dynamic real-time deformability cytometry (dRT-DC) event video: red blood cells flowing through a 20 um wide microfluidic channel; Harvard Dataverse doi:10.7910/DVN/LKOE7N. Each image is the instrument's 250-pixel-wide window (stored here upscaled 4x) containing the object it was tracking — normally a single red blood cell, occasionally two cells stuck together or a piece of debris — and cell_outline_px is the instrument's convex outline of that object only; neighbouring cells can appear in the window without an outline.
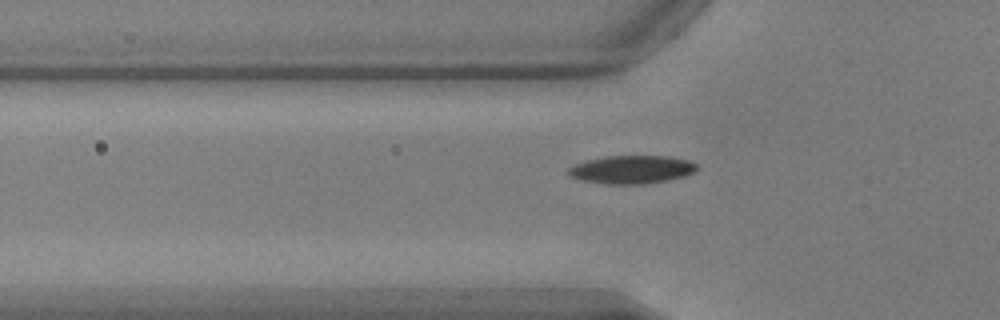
{"species": "common noctule bat (a hibernating species)", "species_latin": "Nyctalus noctula", "temperature_condition": "warm", "stored_images_in_passage": 36, "camera_frame_rate_fps": 3000, "um_per_image_px": 0.085, "animal": {"sex": "male", "body_mass_g": 17.9, "forearm_length_mm": 54.2}, "frame": {"image": 1, "passage_image": 2, "time_ms": 0.333, "image_size_px": [1000, 320], "cell_outline_px": [[700, 168], [696, 172], [684, 176], [664, 180], [640, 184], [604, 184], [580, 180], [568, 176], [564, 172], [572, 164], [584, 160], [604, 156], [672, 156], [688, 160], [696, 164]], "centroid_in_image_um": [53.62, 14.4], "position_along_channel_um": 72.2, "area_um2": 21.5}}
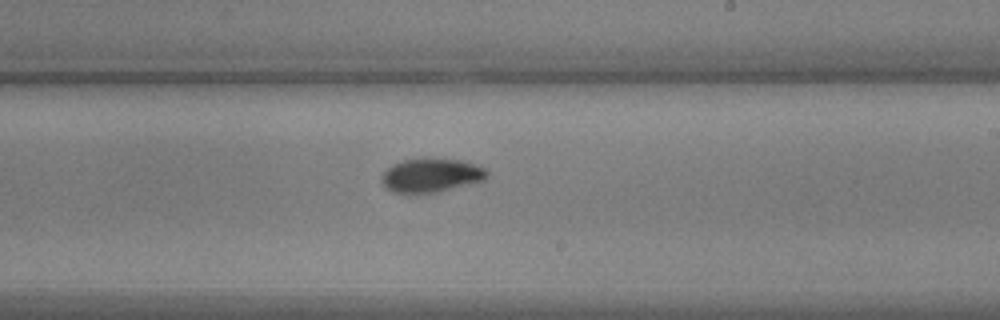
{"frame": {"image": 2, "passage_image": 16, "time_ms": 5.0, "image_size_px": [1000, 320], "cell_outline_px": [[488, 176], [484, 180], [436, 192], [392, 192], [380, 180], [380, 176], [392, 164], [404, 160], [424, 156], [428, 156], [460, 160], [476, 164], [484, 168], [488, 172]], "centroid_in_image_um": [36.65, 14.85], "position_along_channel_um": 252.4, "area_um2": 20.92}}
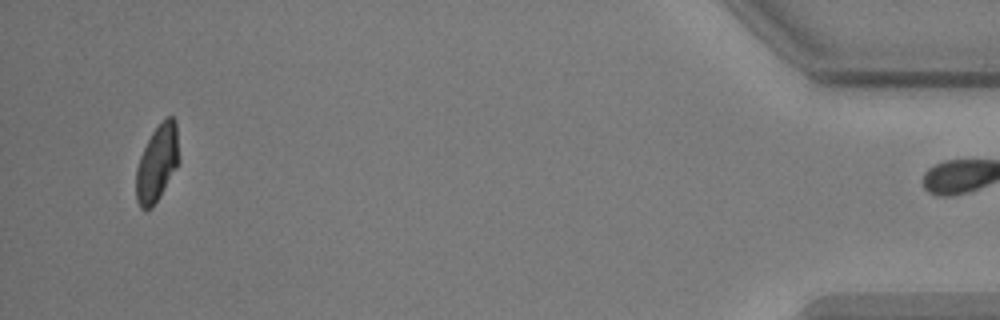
{"frame": {"image": 3, "passage_image": 35, "time_ms": 11.333, "image_size_px": [1000, 320], "cell_outline_px": [[180, 160], [176, 168], [156, 200], [148, 208], [140, 208], [136, 200], [136, 168], [140, 156], [152, 132], [168, 116], [172, 116], [176, 120], [180, 156]], "centroid_in_image_um": [13.37, 13.81], "position_along_channel_um": 421.8, "area_um2": 18.79}, "authors_computed_cell_mechanics": {"area_um2": 20.4034, "velocity_mm_per_s": 3.8493, "shape_relaxation_time_tau1_ms": 2.5573, "shape_relaxation_time_tau2_ms": 1.3764, "deformation_change_tau1": 0.1252, "deformation_change_tau2": 0.043}}